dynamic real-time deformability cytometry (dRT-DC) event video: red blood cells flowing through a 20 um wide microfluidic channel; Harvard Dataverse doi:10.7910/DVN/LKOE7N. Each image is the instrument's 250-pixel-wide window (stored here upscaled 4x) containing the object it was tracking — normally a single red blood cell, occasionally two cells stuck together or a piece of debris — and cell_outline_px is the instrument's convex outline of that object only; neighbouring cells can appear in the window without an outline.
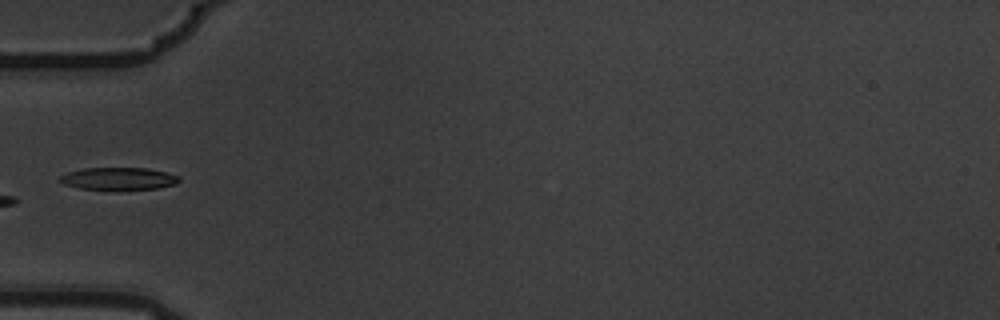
{"species": "common noctule bat (a hibernating species)", "species_latin": "Nyctalus noctula", "temperature_condition": "warm", "stored_images_in_passage": 11, "camera_frame_rate_fps": 3000, "um_per_image_px": 0.085, "animal": {"sex": "male", "body_mass_g": 19.5, "forearm_length_mm": 54.6}, "frame": {"image": 1, "passage_image": 5, "time_ms": 1.333, "image_size_px": [1000, 320], "cell_outline_px": [[180, 180], [176, 184], [156, 188], [112, 192], [80, 188], [64, 184], [60, 180], [60, 176], [68, 172], [84, 168], [148, 168], [168, 172], [180, 176]], "centroid_in_image_um": [10.11, 15.21], "position_along_channel_um": 74.9, "area_um2": 16.18}}
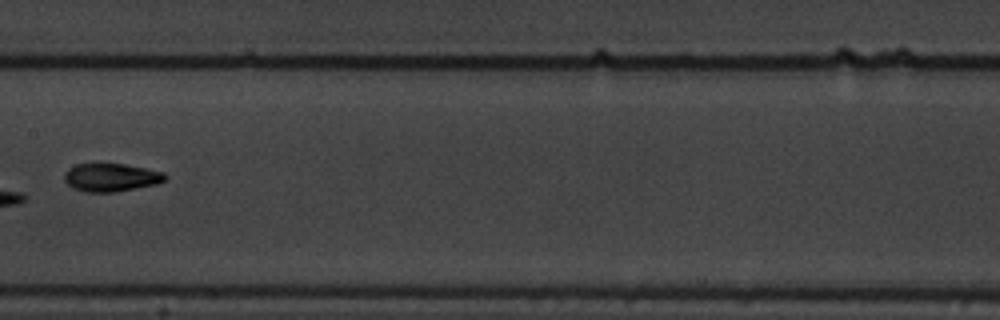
{"frame": {"image": 2, "passage_image": 8, "time_ms": 2.333, "image_size_px": [1000, 320], "cell_outline_px": [[168, 176], [164, 180], [156, 184], [116, 192], [84, 192], [72, 188], [64, 180], [64, 172], [68, 168], [76, 164], [124, 164], [164, 172]], "centroid_in_image_um": [9.41, 15.09], "position_along_channel_um": 198.0, "area_um2": 16.53}}
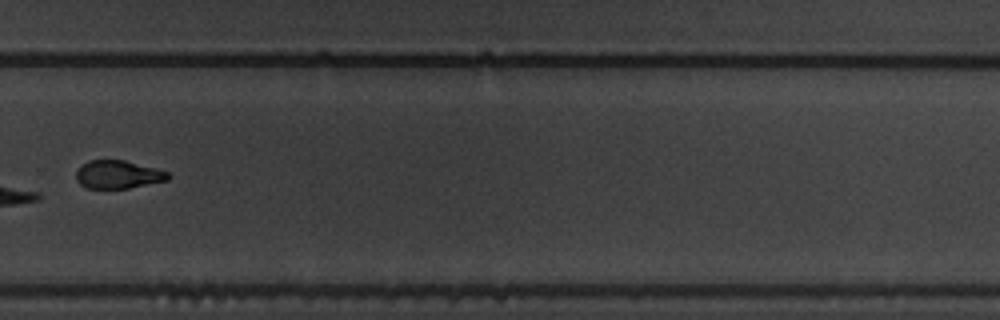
{"frame": {"image": 3, "passage_image": 11, "time_ms": 3.333, "image_size_px": [1000, 320], "cell_outline_px": [[168, 180], [128, 188], [84, 188], [76, 180], [76, 172], [80, 164], [88, 160], [124, 160], [168, 172]], "centroid_in_image_um": [9.96, 14.83], "position_along_channel_um": 319.8, "area_um2": 14.97}}